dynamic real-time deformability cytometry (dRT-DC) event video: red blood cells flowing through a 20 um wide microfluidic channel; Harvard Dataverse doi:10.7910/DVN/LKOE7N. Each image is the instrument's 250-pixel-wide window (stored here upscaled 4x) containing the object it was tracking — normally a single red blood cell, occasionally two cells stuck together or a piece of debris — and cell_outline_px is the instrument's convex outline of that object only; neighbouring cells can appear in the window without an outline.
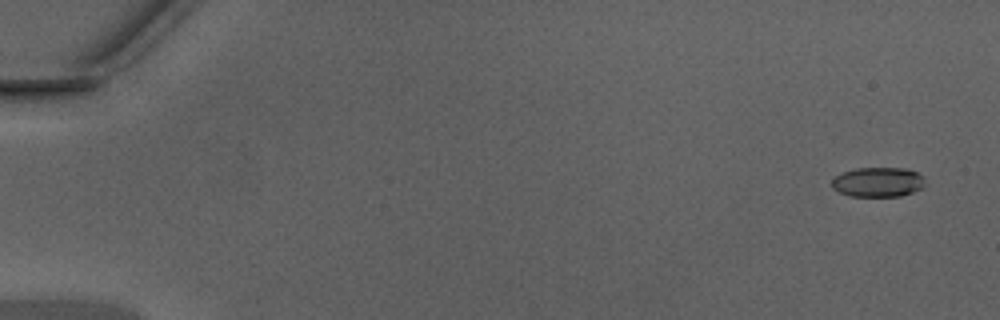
{"species": "Egyptian fruit bat (a non-hibernating species)", "species_latin": "Rousettus aegyptiacus", "temperature_condition": "warm", "stored_images_in_passage": 49, "camera_frame_rate_fps": 3000, "um_per_image_px": 0.085, "animal": {"sex": "male"}, "frame": {"image": 1, "passage_image": 3, "time_ms": 0.667, "image_size_px": [1000, 320], "cell_outline_px": [[924, 184], [920, 188], [912, 192], [900, 196], [848, 196], [832, 188], [832, 176], [856, 168], [904, 168], [916, 172], [924, 176]], "centroid_in_image_um": [74.59, 15.47], "position_along_channel_um": 10.4, "area_um2": 16.13}}
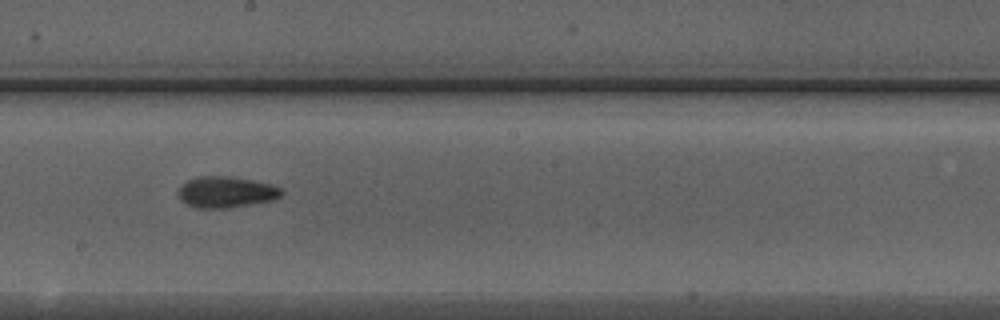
{"frame": {"image": 2, "passage_image": 29, "time_ms": 9.333, "image_size_px": [1000, 320], "cell_outline_px": [[284, 192], [280, 196], [272, 200], [228, 208], [196, 208], [180, 200], [176, 192], [188, 180], [196, 176], [228, 176], [252, 180], [272, 184], [280, 188]], "centroid_in_image_um": [19.2, 16.32], "position_along_channel_um": 229.0, "area_um2": 18.73}}
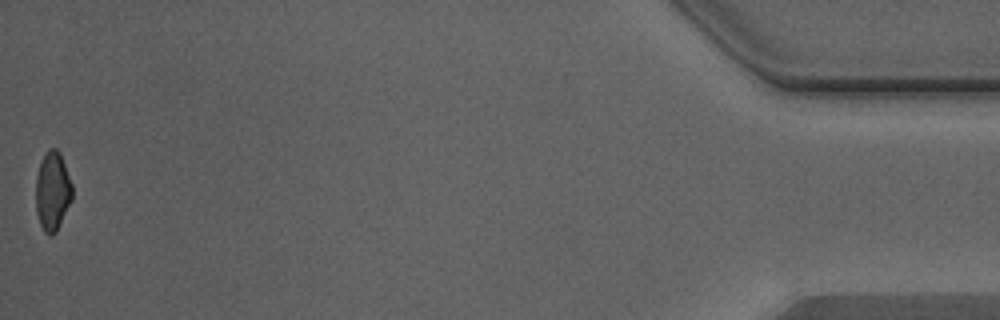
{"frame": {"image": 3, "passage_image": 49, "time_ms": 16.0, "image_size_px": [1000, 320], "cell_outline_px": [[72, 200], [56, 232], [52, 236], [48, 236], [44, 232], [40, 224], [36, 212], [36, 176], [40, 160], [48, 148], [56, 148], [60, 152], [72, 184]], "centroid_in_image_um": [4.46, 16.25], "position_along_channel_um": 430.7, "area_um2": 16.99}, "authors_computed_cell_mechanics": {"area_um2": 17.5134, "velocity_mm_per_s": 4.3893, "shape_relaxation_time_tau1_ms": 3.9659, "shape_relaxation_time_tau2_ms": 2.9629, "deformation_change_tau1": 0.1482, "deformation_change_tau2": 0.1062}}